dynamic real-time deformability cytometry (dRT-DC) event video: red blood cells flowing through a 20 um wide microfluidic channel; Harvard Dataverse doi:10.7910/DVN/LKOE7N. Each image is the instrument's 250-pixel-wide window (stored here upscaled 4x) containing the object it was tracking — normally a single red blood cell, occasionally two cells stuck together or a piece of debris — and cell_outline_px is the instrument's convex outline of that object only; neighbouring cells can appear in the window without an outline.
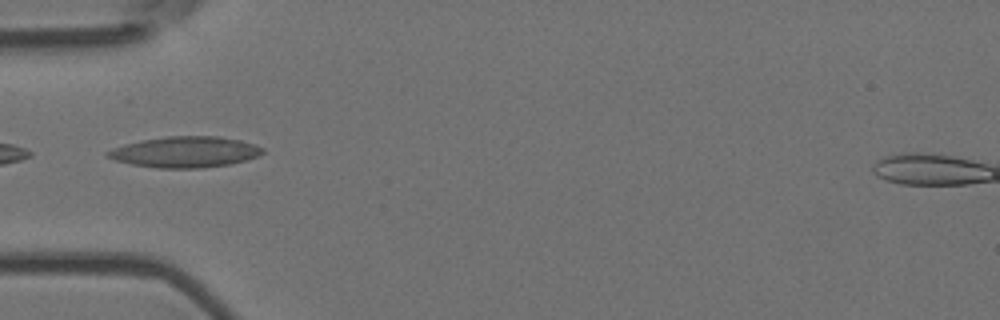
{"species": "Egyptian fruit bat (a non-hibernating species)", "species_latin": "Rousettus aegyptiacus", "temperature_condition": "room temperature", "stored_images_in_passage": 5, "camera_frame_rate_fps": 3000, "um_per_image_px": 0.085, "animal": {"sex": "female"}, "frame": {"image": 1, "passage_image": 5, "time_ms": 1.333, "image_size_px": [1000, 320], "cell_outline_px": [[264, 152], [248, 160], [228, 164], [204, 168], [156, 168], [132, 164], [116, 160], [108, 156], [104, 152], [124, 144], [144, 140], [168, 136], [220, 136], [240, 140], [264, 148]], "centroid_in_image_um": [15.75, 12.92], "position_along_channel_um": 69.2, "area_um2": 27.74}}